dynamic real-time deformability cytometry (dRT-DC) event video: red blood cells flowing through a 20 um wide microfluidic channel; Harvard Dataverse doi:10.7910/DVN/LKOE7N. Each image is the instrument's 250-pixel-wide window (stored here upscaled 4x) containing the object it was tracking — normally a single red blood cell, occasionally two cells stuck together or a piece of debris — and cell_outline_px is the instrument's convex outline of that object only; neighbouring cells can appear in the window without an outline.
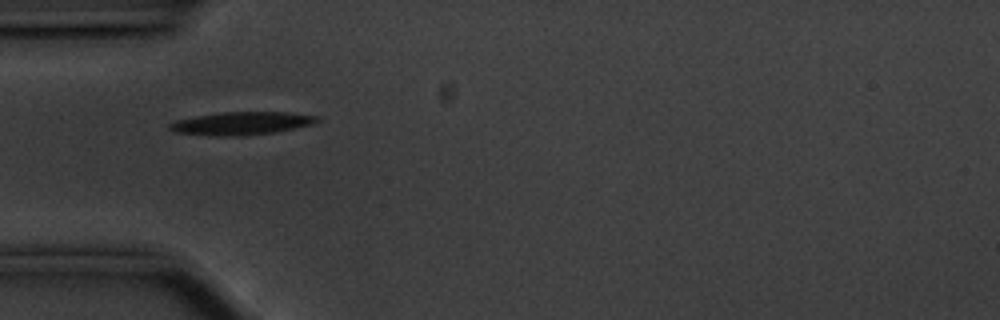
{"species": "common noctule bat (a hibernating species)", "species_latin": "Nyctalus noctula", "temperature_condition": "cold", "stored_images_in_passage": 40, "camera_frame_rate_fps": 3000, "um_per_image_px": 0.085, "animal": {"sex": "male", "body_mass_g": 20.1, "forearm_length_mm": 53.5}, "frame": {"image": 1, "passage_image": 1, "time_ms": 0.0, "image_size_px": [1000, 320], "cell_outline_px": [[320, 120], [312, 124], [276, 132], [244, 136], [208, 136], [172, 132], [168, 128], [168, 124], [176, 120], [196, 116], [220, 112], [288, 112], [320, 116]], "centroid_in_image_um": [20.5, 10.49], "position_along_channel_um": 64.5, "area_um2": 20.06}}
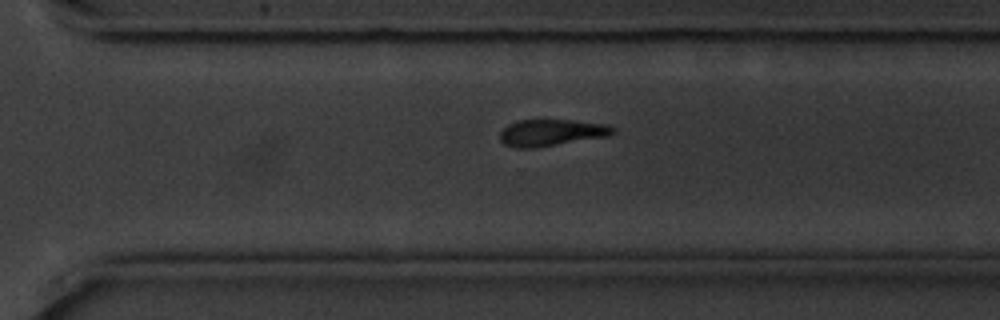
{"frame": {"image": 2, "passage_image": 23, "time_ms": 7.333, "image_size_px": [1000, 320], "cell_outline_px": [[616, 132], [608, 136], [536, 148], [516, 148], [504, 144], [500, 140], [500, 132], [508, 124], [516, 120], [572, 120], [608, 124], [616, 128]], "centroid_in_image_um": [46.88, 11.27], "position_along_channel_um": 323.7, "area_um2": 17.74}}
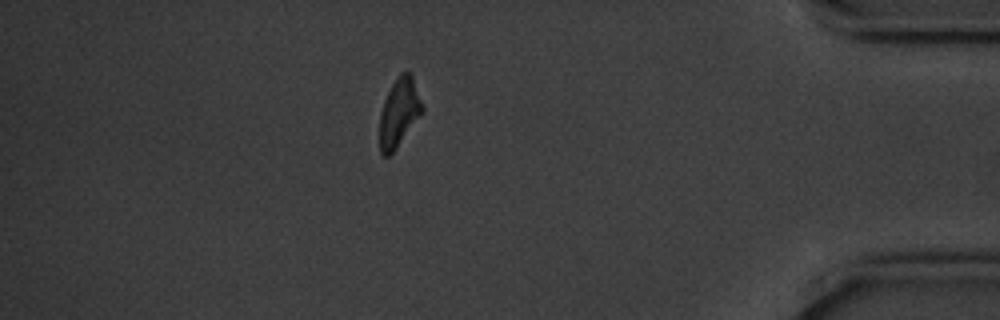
{"frame": {"image": 3, "passage_image": 33, "time_ms": 10.667, "image_size_px": [1000, 320], "cell_outline_px": [[424, 112], [396, 148], [388, 156], [384, 156], [380, 152], [380, 116], [384, 100], [392, 84], [400, 72], [408, 72], [412, 76], [424, 108]], "centroid_in_image_um": [33.93, 9.57], "position_along_channel_um": 401.3, "area_um2": 16.82}, "authors_computed_cell_mechanics": {"area_um2": 18.2648, "velocity_mm_per_s": 3.5453, "shape_relaxation_time_tau1_ms": 2.0325, "shape_relaxation_time_tau2_ms": null, "deformation_change_tau1": 0.1361, "deformation_change_tau2": null}}